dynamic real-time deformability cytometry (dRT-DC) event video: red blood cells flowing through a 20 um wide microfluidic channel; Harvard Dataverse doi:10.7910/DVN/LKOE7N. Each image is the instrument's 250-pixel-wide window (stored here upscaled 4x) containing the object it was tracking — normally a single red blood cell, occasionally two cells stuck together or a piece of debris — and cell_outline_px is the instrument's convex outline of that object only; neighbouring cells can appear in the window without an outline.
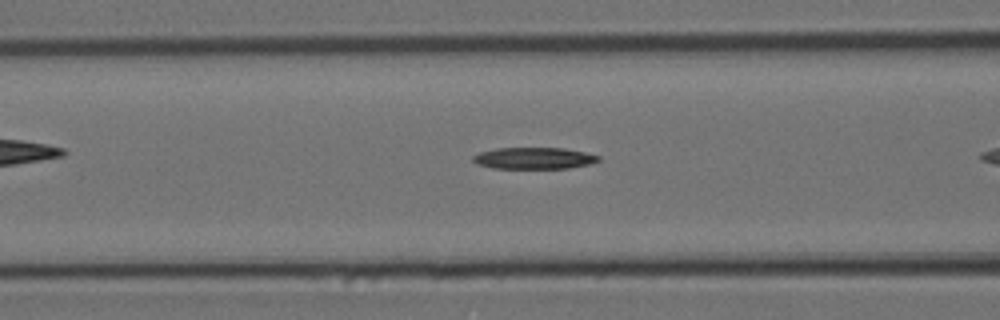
{"species": "Egyptian fruit bat (a non-hibernating species)", "species_latin": "Rousettus aegyptiacus", "temperature_condition": "cold", "stored_images_in_passage": 28, "camera_frame_rate_fps": 3000, "um_per_image_px": 0.085, "animal": {"sex": "female"}, "frame": {"image": 1, "passage_image": 5, "time_ms": 1.333, "image_size_px": [1000, 320], "cell_outline_px": [[600, 160], [588, 164], [568, 168], [492, 168], [476, 164], [472, 160], [472, 156], [480, 152], [496, 148], [564, 148], [584, 152], [600, 156]], "centroid_in_image_um": [45.35, 13.44], "position_along_channel_um": 121.3, "area_um2": 15.72}}
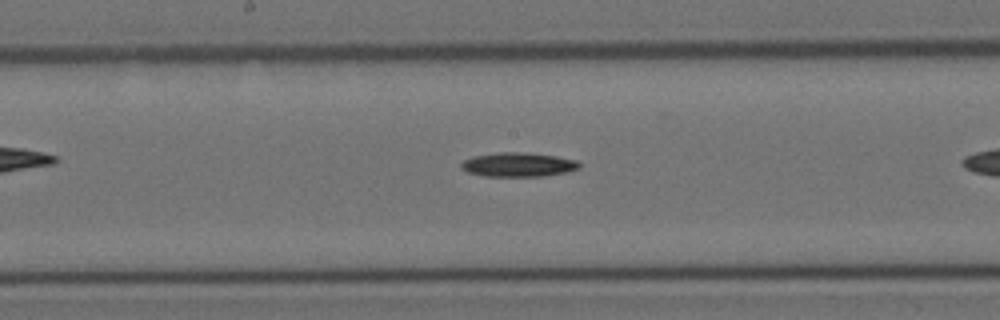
{"frame": {"image": 2, "passage_image": 12, "time_ms": 3.667, "image_size_px": [1000, 320], "cell_outline_px": [[580, 168], [568, 172], [544, 176], [484, 176], [468, 172], [460, 168], [460, 164], [464, 160], [472, 156], [500, 152], [524, 152], [556, 156], [576, 160], [580, 164]], "centroid_in_image_um": [44.04, 13.99], "position_along_channel_um": 204.2, "area_um2": 16.7}}
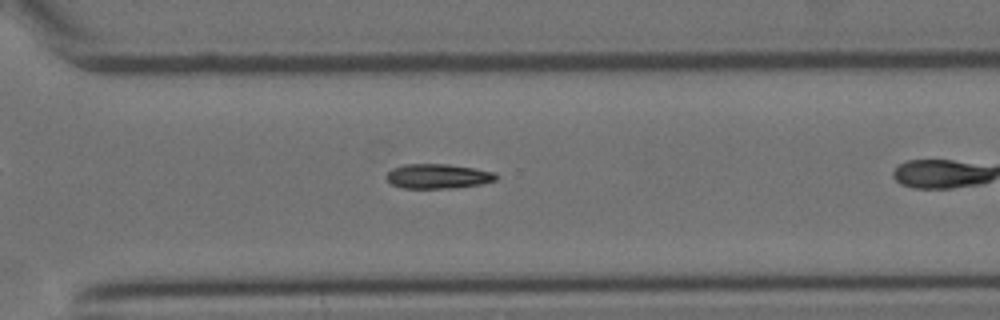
{"frame": {"image": 3, "passage_image": 23, "time_ms": 7.333, "image_size_px": [1000, 320], "cell_outline_px": [[496, 180], [480, 184], [456, 188], [404, 188], [392, 184], [384, 176], [392, 168], [404, 164], [448, 164], [496, 172]], "centroid_in_image_um": [37.2, 14.98], "position_along_channel_um": 333.4, "area_um2": 15.72}}